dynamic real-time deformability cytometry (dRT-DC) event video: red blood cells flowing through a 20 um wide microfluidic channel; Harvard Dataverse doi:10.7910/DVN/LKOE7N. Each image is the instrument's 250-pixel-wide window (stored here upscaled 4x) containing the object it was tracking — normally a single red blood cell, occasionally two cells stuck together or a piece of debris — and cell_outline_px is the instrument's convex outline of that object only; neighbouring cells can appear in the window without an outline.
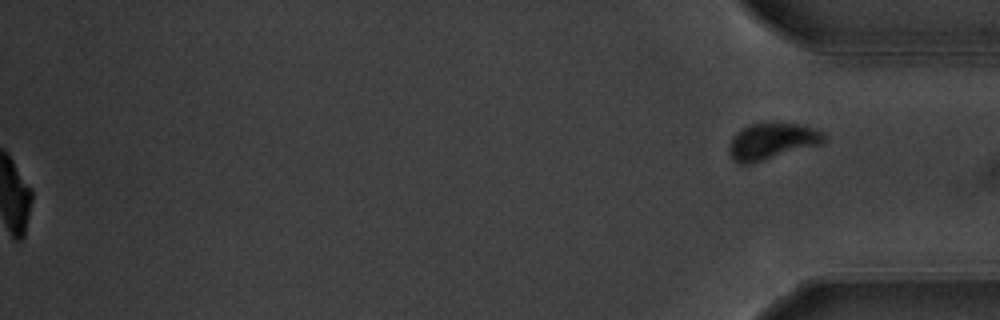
{"species": "common noctule bat (a hibernating species)", "species_latin": "Nyctalus noctula", "temperature_condition": "warm", "stored_images_in_passage": 39, "segment_of_instrument_passage": [2, 2], "camera_frame_rate_fps": 3000, "um_per_image_px": 0.085, "animal": {"sex": "male", "body_mass_g": 20.1, "forearm_length_mm": 53.5}, "frame": {"image": 1, "passage_image": 39, "time_ms": 12.667, "image_size_px": [1000, 320], "cell_outline_px": [[828, 140], [824, 144], [748, 164], [740, 164], [732, 160], [728, 152], [728, 144], [732, 136], [736, 132], [748, 124], [800, 124], [816, 128], [824, 132], [828, 136]], "centroid_in_image_um": [65.65, 12.01], "position_along_channel_um": 369.6, "area_um2": 20.46}}